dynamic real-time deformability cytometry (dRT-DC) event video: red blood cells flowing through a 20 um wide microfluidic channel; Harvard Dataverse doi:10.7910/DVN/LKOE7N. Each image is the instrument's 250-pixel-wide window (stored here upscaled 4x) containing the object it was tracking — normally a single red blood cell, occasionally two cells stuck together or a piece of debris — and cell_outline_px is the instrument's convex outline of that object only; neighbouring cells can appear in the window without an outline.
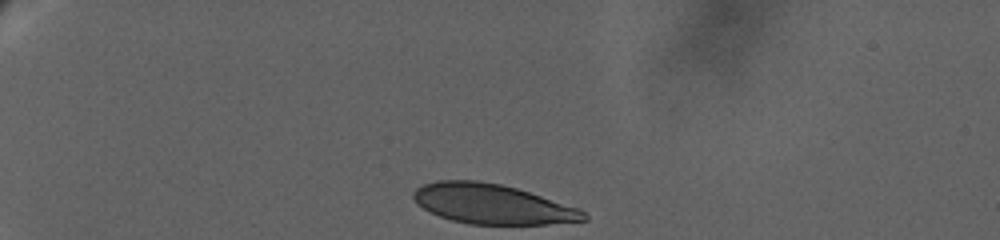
{"species": "human", "species_latin": "Homo sapiens", "temperature_condition": "warm", "stored_images_in_passage": 35, "camera_frame_rate_fps": 3000, "um_per_image_px": 0.085, "donor": {"sex": "female"}, "frame": {"image": 1, "passage_image": 1, "time_ms": 0.0, "image_size_px": [1000, 240], "cell_outline_px": [[588, 220], [548, 224], [468, 224], [452, 220], [440, 216], [424, 208], [412, 196], [412, 192], [416, 188], [424, 184], [436, 180], [480, 180], [500, 184], [516, 188], [580, 208], [588, 216]], "centroid_in_image_um": [41.86, 17.34], "position_along_channel_um": 43.1, "area_um2": 39.36}}
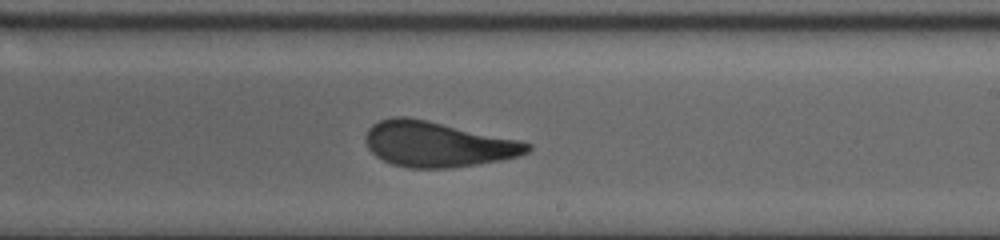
{"frame": {"image": 2, "passage_image": 20, "time_ms": 9.667, "image_size_px": [1000, 240], "cell_outline_px": [[532, 148], [528, 152], [520, 156], [500, 160], [476, 164], [448, 168], [408, 168], [392, 164], [376, 156], [368, 148], [364, 140], [364, 136], [368, 128], [372, 124], [380, 120], [392, 116], [404, 116], [424, 120], [520, 140], [532, 144]], "centroid_in_image_um": [37.16, 12.26], "position_along_channel_um": 251.8, "area_um2": 42.6}}
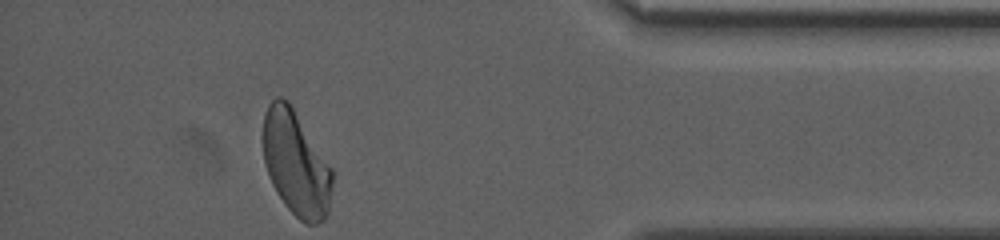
{"frame": {"image": 3, "passage_image": 35, "time_ms": 16.0, "image_size_px": [1000, 240], "cell_outline_px": [[332, 188], [328, 212], [324, 220], [316, 224], [304, 224], [284, 204], [276, 192], [272, 184], [264, 164], [264, 116], [268, 104], [276, 96], [280, 96], [288, 100], [292, 104], [332, 168]], "centroid_in_image_um": [25.17, 13.88], "position_along_channel_um": 410.0, "area_um2": 42.48}, "authors_computed_cell_mechanics": {"area_um2": 42.4252, "velocity_mm_per_s": 2.9149, "shape_relaxation_time_tau1_ms": 7.5014, "shape_relaxation_time_tau2_ms": 1.1552, "deformation_change_tau1": 0.1837, "deformation_change_tau2": 0.0542}}